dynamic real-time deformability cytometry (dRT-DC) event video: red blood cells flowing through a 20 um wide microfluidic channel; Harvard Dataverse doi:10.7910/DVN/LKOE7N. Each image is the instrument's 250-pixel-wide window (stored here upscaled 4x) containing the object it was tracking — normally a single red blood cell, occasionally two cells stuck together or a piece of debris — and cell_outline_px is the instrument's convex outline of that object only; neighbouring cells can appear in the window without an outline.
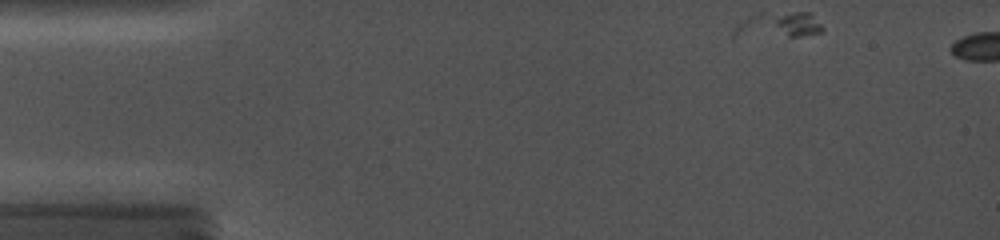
{"species": "common noctule bat (a hibernating species)", "species_latin": "Nyctalus noctula", "temperature_condition": "cold", "stored_images_in_passage": 4, "camera_frame_rate_fps": 5000, "um_per_image_px": 0.085, "animal": {"sex": "female", "body_mass_g": 19.0, "forearm_length_mm": 56.7}, "frame": {"image": 1, "passage_image": 1, "time_ms": 0.0, "image_size_px": [1000, 240], "cell_outline_px": [[824, 28], [820, 32], [800, 36], [732, 40], [732, 28], [736, 24], [748, 16], [756, 12], [812, 12]], "centroid_in_image_um": [65.99, 2.17], "position_along_channel_um": 19.0, "area_um2": 14.57}}